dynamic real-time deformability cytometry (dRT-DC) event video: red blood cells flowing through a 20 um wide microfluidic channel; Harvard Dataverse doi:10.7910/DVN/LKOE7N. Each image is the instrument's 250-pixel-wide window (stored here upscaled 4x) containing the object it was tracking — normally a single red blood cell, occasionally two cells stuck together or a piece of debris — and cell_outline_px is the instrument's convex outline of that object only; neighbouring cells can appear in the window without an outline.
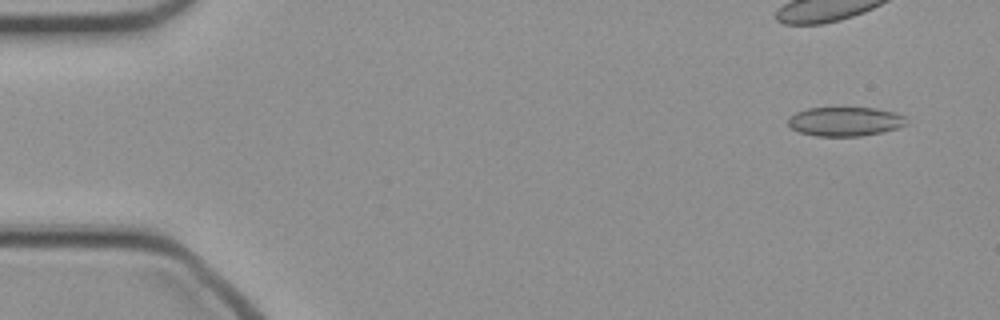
{"species": "common noctule bat (a hibernating species)", "species_latin": "Nyctalus noctula", "temperature_condition": "cold", "stored_images_in_passage": 15, "camera_frame_rate_fps": 3000, "um_per_image_px": 0.085, "animal": {"sex": "female", "body_mass_g": 21.9}, "frame": {"image": 1, "passage_image": 3, "time_ms": 0.667, "image_size_px": [1000, 320], "cell_outline_px": [[908, 124], [896, 128], [880, 132], [860, 136], [816, 136], [800, 132], [792, 128], [788, 124], [788, 120], [796, 112], [808, 108], [876, 108], [908, 116]], "centroid_in_image_um": [71.87, 10.32], "position_along_channel_um": 13.1, "area_um2": 20.0}}